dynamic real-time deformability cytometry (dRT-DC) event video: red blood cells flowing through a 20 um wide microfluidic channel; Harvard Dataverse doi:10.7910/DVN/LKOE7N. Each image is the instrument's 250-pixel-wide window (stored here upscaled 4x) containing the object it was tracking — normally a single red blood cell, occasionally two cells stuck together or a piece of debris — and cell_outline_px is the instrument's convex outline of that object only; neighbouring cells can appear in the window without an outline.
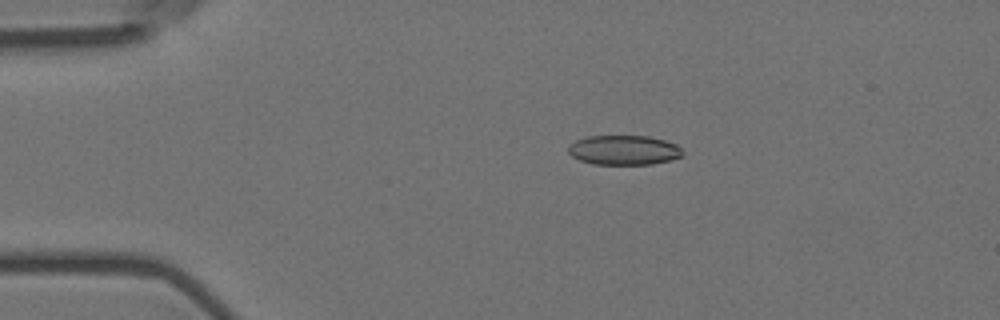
{"species": "Egyptian fruit bat (a non-hibernating species)", "species_latin": "Rousettus aegyptiacus", "temperature_condition": "room temperature", "stored_images_in_passage": 5, "camera_frame_rate_fps": 3000, "um_per_image_px": 0.085, "animal": {"sex": "female"}, "frame": {"image": 1, "passage_image": 3, "time_ms": 0.667, "image_size_px": [1000, 320], "cell_outline_px": [[684, 152], [680, 156], [668, 160], [652, 164], [596, 164], [580, 160], [572, 156], [568, 152], [568, 148], [576, 140], [588, 136], [648, 136], [664, 140], [676, 144]], "centroid_in_image_um": [53.03, 12.75], "position_along_channel_um": 32.0, "area_um2": 19.48}}
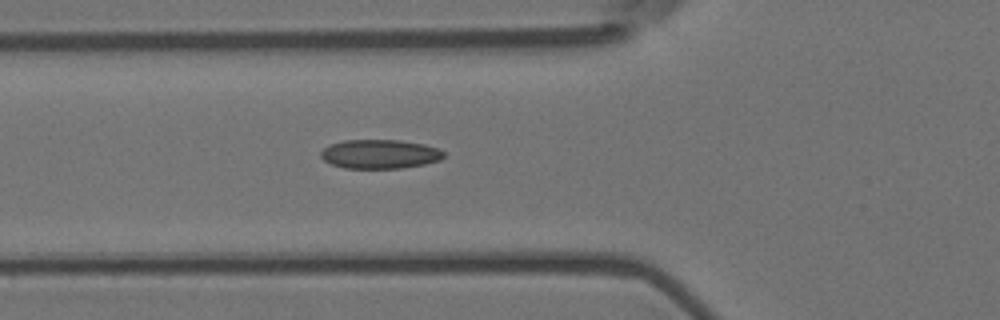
{"frame": {"image": 2, "passage_image": 5, "time_ms": 1.333, "image_size_px": [1000, 320], "cell_outline_px": [[444, 156], [440, 160], [424, 164], [400, 168], [344, 168], [332, 164], [324, 160], [320, 156], [320, 152], [324, 148], [332, 144], [344, 140], [400, 140], [424, 144], [436, 148], [444, 152]], "centroid_in_image_um": [32.28, 13.09], "position_along_channel_um": 93.5, "area_um2": 20.69}}